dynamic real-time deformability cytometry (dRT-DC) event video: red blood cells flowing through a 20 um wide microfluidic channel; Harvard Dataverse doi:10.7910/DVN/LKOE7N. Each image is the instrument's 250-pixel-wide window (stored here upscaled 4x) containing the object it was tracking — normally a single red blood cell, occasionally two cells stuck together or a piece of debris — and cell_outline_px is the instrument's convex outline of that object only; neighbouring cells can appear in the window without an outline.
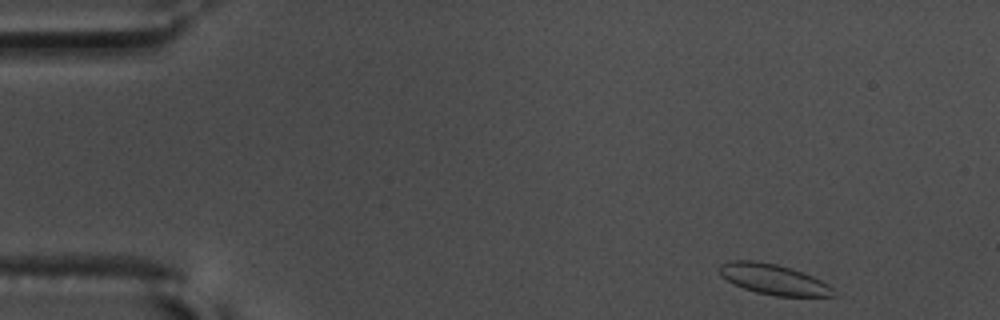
{"species": "common noctule bat (a hibernating species)", "species_latin": "Nyctalus noctula", "temperature_condition": "warm", "stored_images_in_passage": 52, "camera_frame_rate_fps": 3000, "um_per_image_px": 0.085, "animal": {"sex": "male", "body_mass_g": 17.5, "forearm_length_mm": 52.3}, "frame": {"image": 1, "passage_image": 1, "time_ms": 0.0, "image_size_px": [1000, 320], "cell_outline_px": [[836, 296], [776, 296], [756, 292], [744, 288], [720, 276], [720, 264], [732, 260], [752, 260], [776, 264], [792, 268], [812, 276], [828, 284], [836, 292]], "centroid_in_image_um": [65.76, 23.74], "position_along_channel_um": 19.2, "area_um2": 20.06}}
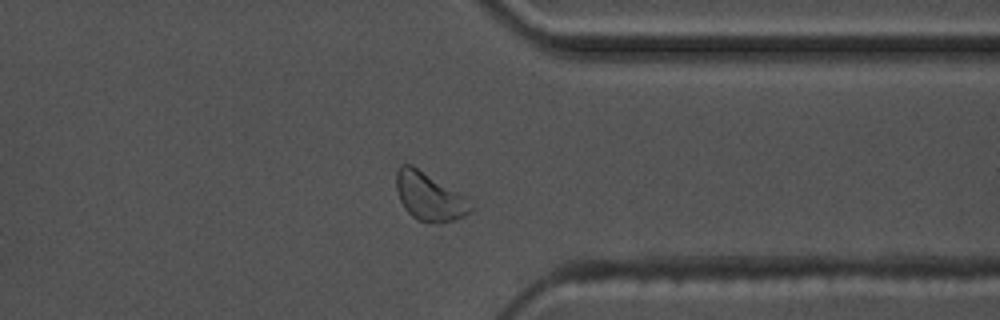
{"frame": {"image": 2, "passage_image": 40, "time_ms": 13.0, "image_size_px": [1000, 320], "cell_outline_px": [[476, 208], [464, 216], [444, 224], [440, 224], [420, 220], [412, 216], [404, 208], [400, 200], [396, 188], [396, 172], [400, 164], [412, 164], [468, 196]], "centroid_in_image_um": [36.56, 16.7], "position_along_channel_um": 374.8, "area_um2": 21.5}}
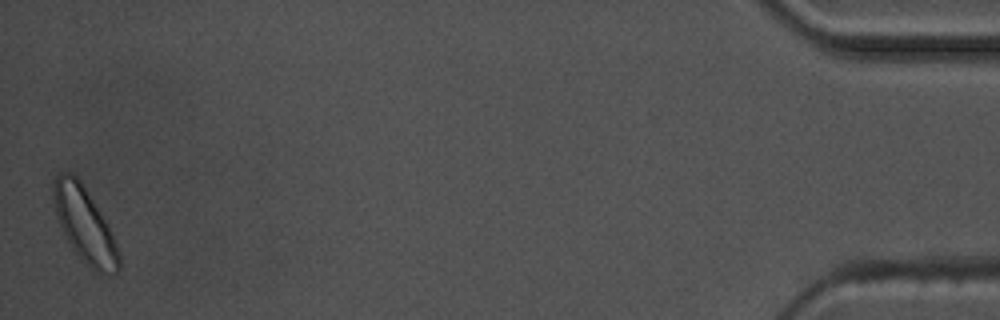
{"frame": {"image": 3, "passage_image": 52, "time_ms": 17.0, "image_size_px": [1000, 320], "cell_outline_px": [[120, 268], [112, 276], [96, 272], [72, 248], [56, 216], [52, 200], [52, 180], [60, 172], [72, 172], [80, 180], [108, 224], [112, 232], [120, 252]], "centroid_in_image_um": [7.2, 19.08], "position_along_channel_um": 428.0, "area_um2": 28.61}}